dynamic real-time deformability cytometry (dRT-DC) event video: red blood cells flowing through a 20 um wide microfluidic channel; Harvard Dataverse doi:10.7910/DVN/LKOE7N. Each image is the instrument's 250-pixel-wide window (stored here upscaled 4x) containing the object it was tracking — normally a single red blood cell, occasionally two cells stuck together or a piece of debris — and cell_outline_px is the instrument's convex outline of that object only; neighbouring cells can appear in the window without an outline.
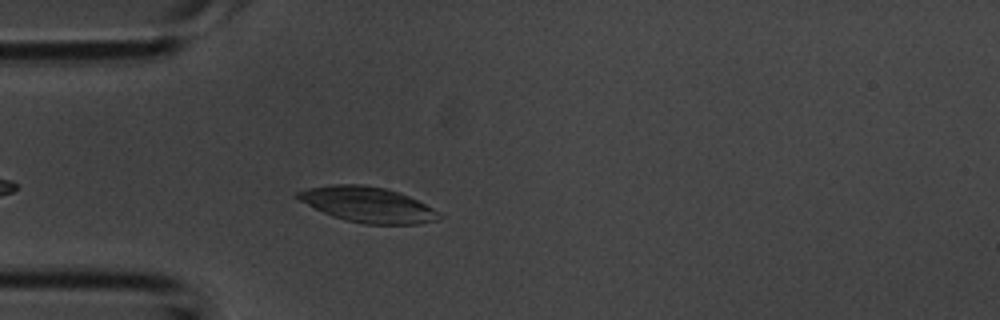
{"species": "common noctule bat (a hibernating species)", "species_latin": "Nyctalus noctula", "temperature_condition": "room temperature", "stored_images_in_passage": 31, "camera_frame_rate_fps": 3000, "um_per_image_px": 0.085, "animal": {"sex": "male", "body_mass_g": 20.1, "forearm_length_mm": 53.5}, "frame": {"image": 1, "passage_image": 2, "time_ms": 0.333, "image_size_px": [1000, 320], "cell_outline_px": [[444, 216], [436, 220], [416, 224], [364, 224], [332, 216], [300, 200], [296, 196], [296, 192], [308, 188], [332, 184], [360, 184], [384, 188], [408, 196], [440, 212]], "centroid_in_image_um": [31.27, 17.39], "position_along_channel_um": 53.7, "area_um2": 28.67}}
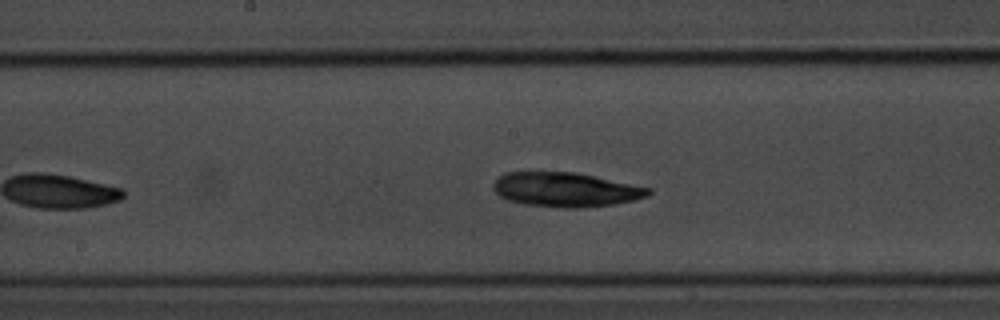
{"frame": {"image": 2, "passage_image": 12, "time_ms": 3.667, "image_size_px": [1000, 320], "cell_outline_px": [[652, 192], [648, 196], [632, 200], [612, 204], [580, 208], [564, 208], [524, 204], [508, 200], [500, 196], [492, 188], [492, 184], [504, 172], [576, 172], [596, 176], [652, 188]], "centroid_in_image_um": [48.08, 16.11], "position_along_channel_um": 200.1, "area_um2": 31.1}}
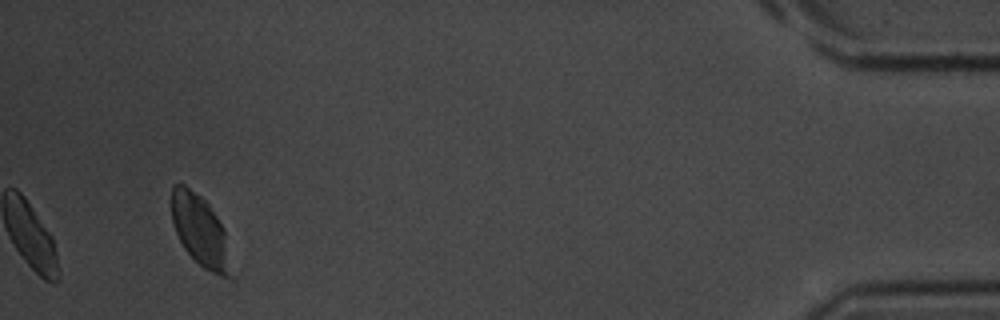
{"frame": {"image": 3, "passage_image": 31, "time_ms": 10.0, "image_size_px": [1000, 320], "cell_outline_px": [[240, 272], [232, 280], [220, 276], [204, 268], [184, 248], [176, 232], [172, 220], [172, 184], [184, 184], [200, 196], [208, 204], [224, 228]], "centroid_in_image_um": [17.19, 19.78], "position_along_channel_um": 418.0, "area_um2": 25.84}}